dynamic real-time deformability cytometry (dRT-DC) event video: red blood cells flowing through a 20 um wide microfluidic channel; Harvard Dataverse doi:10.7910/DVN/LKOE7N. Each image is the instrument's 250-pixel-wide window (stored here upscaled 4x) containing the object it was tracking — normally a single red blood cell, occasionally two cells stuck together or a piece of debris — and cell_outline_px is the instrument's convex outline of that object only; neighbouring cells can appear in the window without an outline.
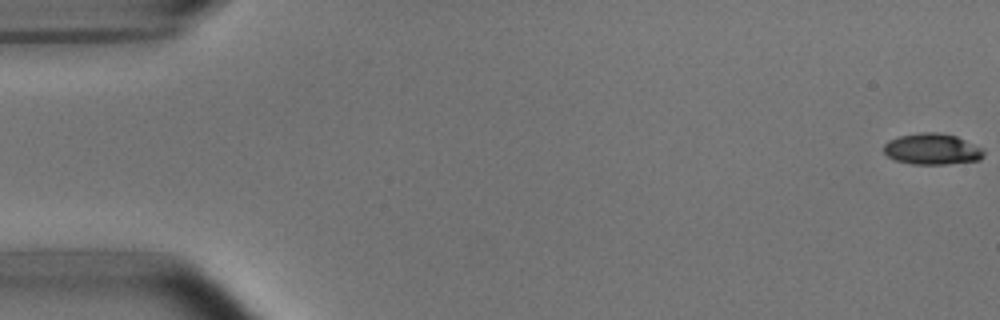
{"species": "common noctule bat (a hibernating species)", "species_latin": "Nyctalus noctula", "temperature_condition": "room temperature", "stored_images_in_passage": 6, "camera_frame_rate_fps": 3000, "um_per_image_px": 0.085, "animal": {"sex": "male", "body_mass_g": 15.6}, "frame": {"image": 1, "passage_image": 1, "time_ms": 0.0, "image_size_px": [1000, 320], "cell_outline_px": [[984, 156], [980, 160], [948, 164], [912, 164], [896, 160], [888, 156], [884, 152], [884, 144], [888, 140], [900, 136], [920, 132], [936, 132], [956, 136], [984, 148]], "centroid_in_image_um": [79.26, 12.67], "position_along_channel_um": 5.7, "area_um2": 18.21}}
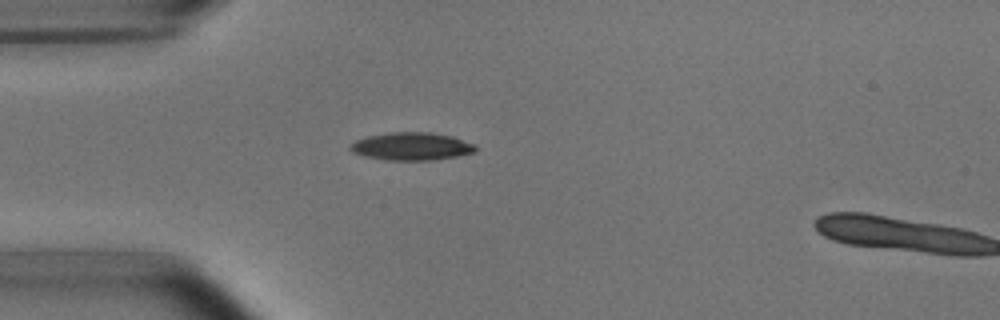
{"frame": {"image": 2, "passage_image": 5, "time_ms": 1.333, "image_size_px": [1000, 320], "cell_outline_px": [[476, 152], [456, 156], [432, 160], [388, 160], [364, 156], [352, 152], [348, 148], [356, 140], [364, 136], [388, 132], [432, 132], [452, 136], [476, 144]], "centroid_in_image_um": [34.98, 12.43], "position_along_channel_um": 50.0, "area_um2": 20.46}}